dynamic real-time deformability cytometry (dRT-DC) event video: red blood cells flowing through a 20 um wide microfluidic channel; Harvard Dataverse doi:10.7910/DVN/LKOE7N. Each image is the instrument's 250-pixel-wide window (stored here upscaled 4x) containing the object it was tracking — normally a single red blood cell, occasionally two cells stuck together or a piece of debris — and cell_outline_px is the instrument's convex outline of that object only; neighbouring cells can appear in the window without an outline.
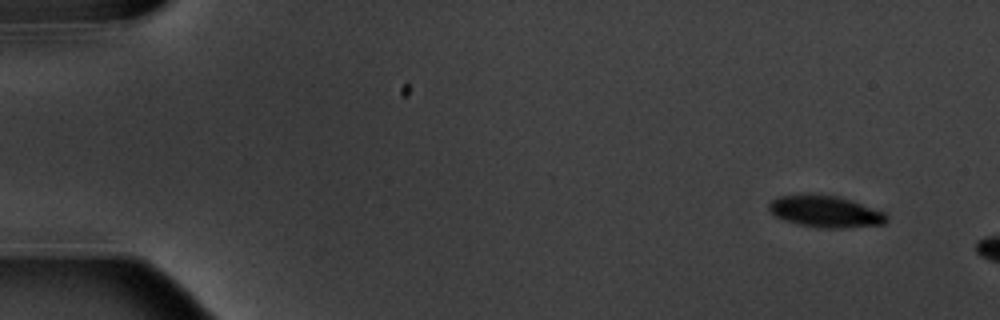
{"species": "common noctule bat (a hibernating species)", "species_latin": "Nyctalus noctula", "temperature_condition": "warm", "stored_images_in_passage": 3, "camera_frame_rate_fps": 3000, "um_per_image_px": 0.085, "animal": {"sex": "male", "body_mass_g": 20.1, "forearm_length_mm": 53.5}, "frame": {"image": 1, "passage_image": 1, "time_ms": 0.0, "image_size_px": [1000, 320], "cell_outline_px": [[888, 220], [884, 224], [840, 228], [820, 228], [800, 224], [784, 220], [768, 212], [768, 204], [776, 196], [800, 192], [804, 192], [836, 196], [852, 200], [884, 212], [888, 216]], "centroid_in_image_um": [70.1, 17.94], "position_along_channel_um": 14.9, "area_um2": 22.2}}